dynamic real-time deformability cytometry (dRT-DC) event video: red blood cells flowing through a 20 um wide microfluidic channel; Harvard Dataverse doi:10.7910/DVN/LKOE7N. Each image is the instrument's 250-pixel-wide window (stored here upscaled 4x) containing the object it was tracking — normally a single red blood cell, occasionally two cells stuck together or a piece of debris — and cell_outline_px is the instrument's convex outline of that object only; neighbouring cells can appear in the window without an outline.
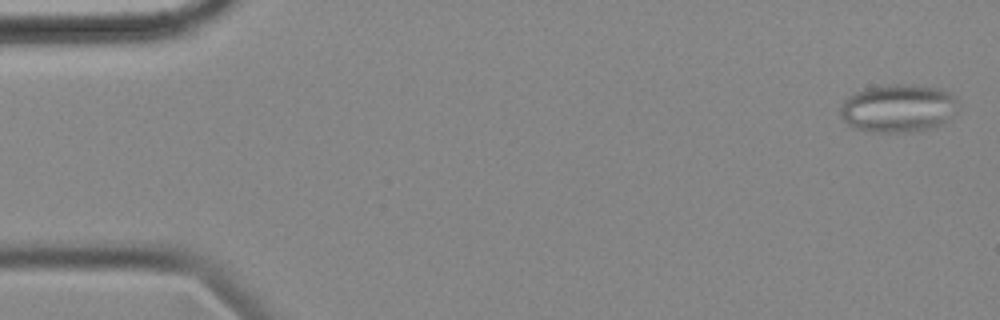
{"species": "common noctule bat (a hibernating species)", "species_latin": "Nyctalus noctula", "temperature_condition": "cold", "stored_images_in_passage": 55, "camera_frame_rate_fps": 3000, "um_per_image_px": 0.085, "animal": {"sex": "female", "body_mass_g": 18.4}, "frame": {"image": 1, "passage_image": 2, "time_ms": 0.333, "image_size_px": [1000, 320], "cell_outline_px": [[956, 100], [944, 120], [928, 128], [912, 132], [876, 132], [856, 128], [848, 124], [844, 120], [840, 112], [840, 104], [848, 96], [856, 92], [868, 88], [896, 84], [936, 88], [948, 92], [956, 96]], "centroid_in_image_um": [76.22, 9.2], "position_along_channel_um": 8.8, "area_um2": 31.67}}
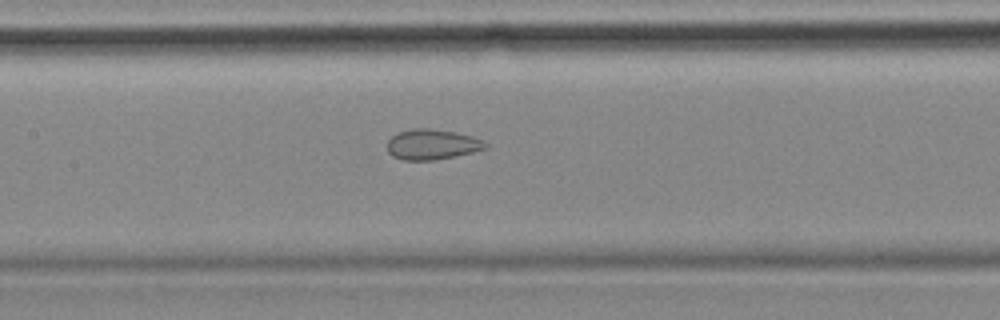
{"frame": {"image": 2, "passage_image": 26, "time_ms": 8.333, "image_size_px": [1000, 320], "cell_outline_px": [[488, 144], [484, 148], [472, 152], [432, 160], [404, 160], [392, 156], [388, 152], [388, 140], [392, 136], [400, 132], [412, 128], [428, 128], [452, 132], [472, 136]], "centroid_in_image_um": [36.67, 12.27], "position_along_channel_um": 170.7, "area_um2": 16.94}}
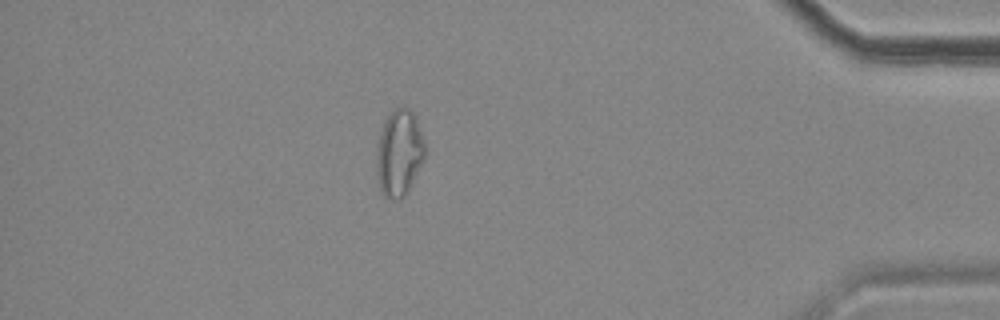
{"frame": {"image": 3, "passage_image": 49, "time_ms": 16.0, "image_size_px": [1000, 320], "cell_outline_px": [[424, 160], [404, 196], [400, 200], [396, 200], [384, 196], [380, 188], [376, 168], [376, 144], [380, 132], [388, 116], [396, 108], [408, 108], [416, 116], [424, 140]], "centroid_in_image_um": [33.92, 13.01], "position_along_channel_um": 401.3, "area_um2": 24.22}}